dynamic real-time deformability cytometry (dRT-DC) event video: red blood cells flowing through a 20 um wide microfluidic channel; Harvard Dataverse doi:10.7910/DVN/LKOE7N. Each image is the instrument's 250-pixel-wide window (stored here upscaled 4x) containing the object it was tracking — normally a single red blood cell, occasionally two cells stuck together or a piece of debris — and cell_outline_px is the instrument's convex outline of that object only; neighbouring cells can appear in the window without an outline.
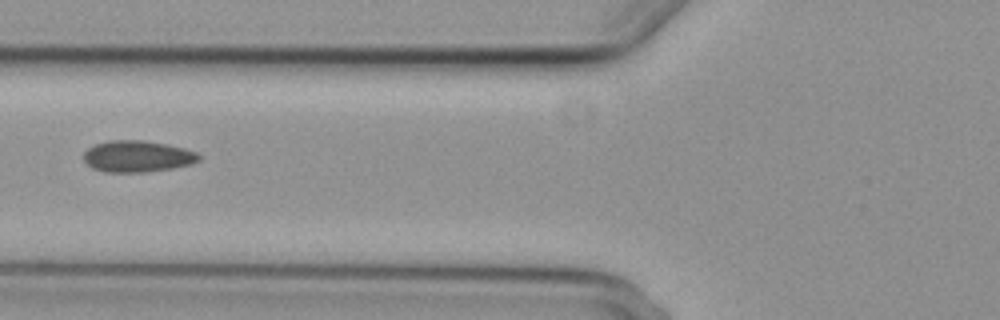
{"species": "common noctule bat (a hibernating species)", "species_latin": "Nyctalus noctula", "temperature_condition": "cold", "stored_images_in_passage": 3, "camera_frame_rate_fps": 3000, "um_per_image_px": 0.085, "animal": {"sex": "female", "body_mass_g": 29.2, "forearm_length_mm": 56.3}, "frame": {"image": 1, "passage_image": 3, "time_ms": 2.0, "image_size_px": [1000, 320], "cell_outline_px": [[200, 160], [192, 164], [172, 168], [144, 172], [104, 172], [92, 168], [84, 160], [84, 152], [88, 148], [96, 144], [108, 140], [144, 140], [168, 144], [184, 148], [196, 152], [200, 156]], "centroid_in_image_um": [11.68, 13.28], "position_along_channel_um": 114.1, "area_um2": 21.21}}